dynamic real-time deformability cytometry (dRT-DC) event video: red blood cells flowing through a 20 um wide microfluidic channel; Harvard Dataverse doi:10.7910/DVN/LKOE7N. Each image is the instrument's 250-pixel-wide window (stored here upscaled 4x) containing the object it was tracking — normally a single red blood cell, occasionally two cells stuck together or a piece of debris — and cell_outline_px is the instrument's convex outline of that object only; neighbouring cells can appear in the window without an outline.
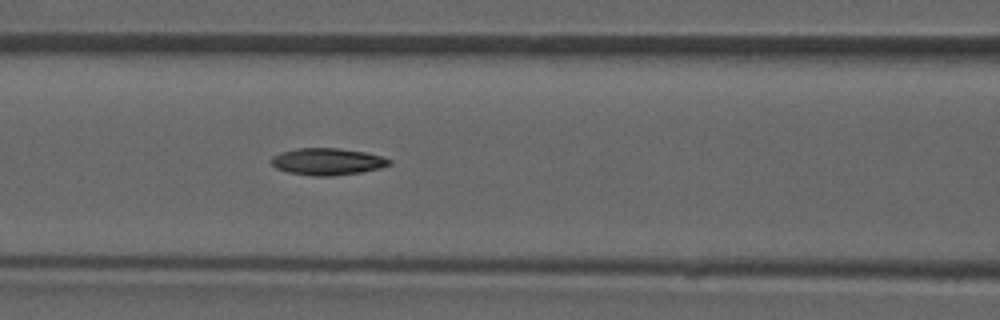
{"species": "common noctule bat (a hibernating species)", "species_latin": "Nyctalus noctula", "temperature_condition": "room temperature", "stored_images_in_passage": 40, "camera_frame_rate_fps": 3000, "um_per_image_px": 0.085, "animal": {"sex": "male", "forearm_length_mm": 52.5}, "frame": {"image": 1, "passage_image": 12, "time_ms": 3.667, "image_size_px": [1000, 320], "cell_outline_px": [[392, 164], [380, 168], [360, 172], [332, 176], [312, 176], [288, 172], [276, 168], [272, 164], [272, 156], [280, 152], [300, 148], [340, 148], [364, 152], [380, 156], [392, 160]], "centroid_in_image_um": [27.83, 13.73], "position_along_channel_um": 138.8, "area_um2": 18.44}}